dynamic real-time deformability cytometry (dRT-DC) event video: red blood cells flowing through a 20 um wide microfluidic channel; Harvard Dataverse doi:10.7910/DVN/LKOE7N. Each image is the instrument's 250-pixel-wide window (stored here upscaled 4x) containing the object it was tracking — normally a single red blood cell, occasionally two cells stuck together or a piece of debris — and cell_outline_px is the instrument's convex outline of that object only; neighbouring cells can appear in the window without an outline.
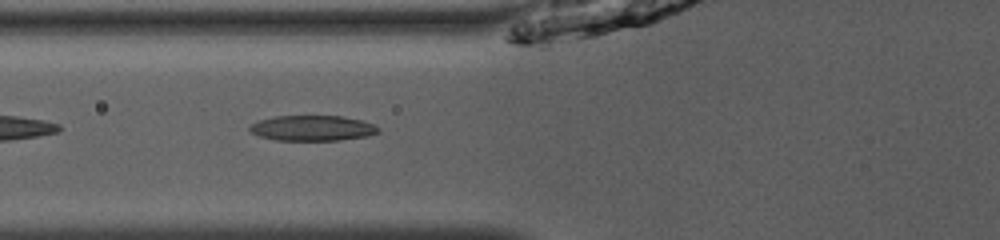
{"species": "common noctule bat (a hibernating species)", "species_latin": "Nyctalus noctula", "temperature_condition": "room temperature", "stored_images_in_passage": 14, "camera_frame_rate_fps": 3000, "um_per_image_px": 0.085, "animal": {"sex": "male", "body_mass_g": 13.0, "forearm_length_mm": 53.1}, "frame": {"image": 1, "passage_image": 5, "time_ms": 1.333, "image_size_px": [1000, 240], "cell_outline_px": [[380, 132], [368, 136], [340, 140], [276, 140], [260, 136], [252, 132], [248, 128], [252, 124], [260, 120], [276, 116], [340, 116], [360, 120], [372, 124], [380, 128]], "centroid_in_image_um": [26.58, 10.89], "position_along_channel_um": 99.2, "area_um2": 18.84}}